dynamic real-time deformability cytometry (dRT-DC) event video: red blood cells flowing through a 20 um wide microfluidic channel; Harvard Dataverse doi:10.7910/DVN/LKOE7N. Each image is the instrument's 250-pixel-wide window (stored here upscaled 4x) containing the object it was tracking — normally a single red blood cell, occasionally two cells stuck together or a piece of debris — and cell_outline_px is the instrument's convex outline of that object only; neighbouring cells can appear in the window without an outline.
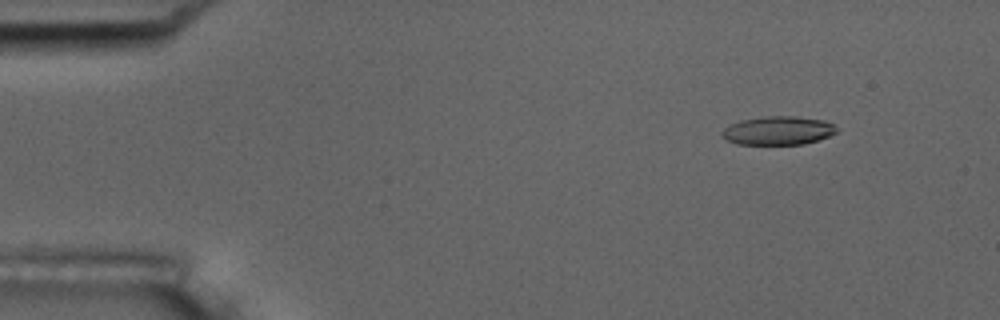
{"species": "common noctule bat (a hibernating species)", "species_latin": "Nyctalus noctula", "temperature_condition": "room temperature", "stored_images_in_passage": 8, "camera_frame_rate_fps": 3000, "um_per_image_px": 0.085, "animal": {"sex": "male", "body_mass_g": 17.5, "forearm_length_mm": 52.3}, "frame": {"image": 1, "passage_image": 2, "time_ms": 1.0, "image_size_px": [1000, 320], "cell_outline_px": [[836, 132], [828, 136], [804, 144], [736, 144], [728, 140], [720, 132], [724, 128], [740, 120], [768, 116], [796, 116], [824, 120], [836, 124]], "centroid_in_image_um": [66.16, 11.09], "position_along_channel_um": 18.8, "area_um2": 18.96}}
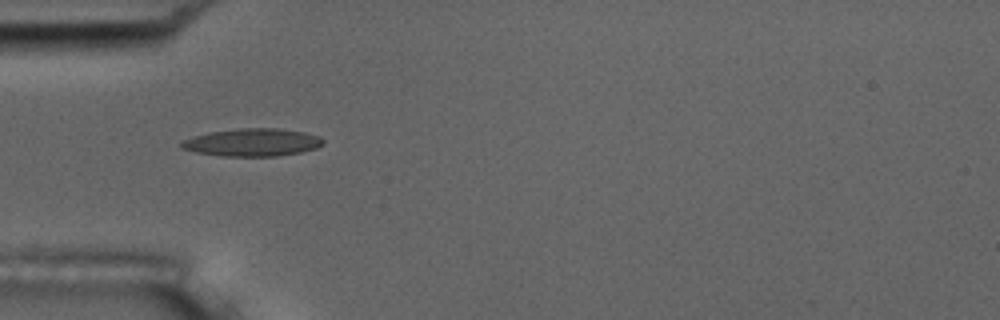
{"frame": {"image": 2, "passage_image": 5, "time_ms": 4.667, "image_size_px": [1000, 320], "cell_outline_px": [[324, 144], [316, 148], [300, 152], [276, 156], [220, 156], [196, 152], [180, 148], [180, 140], [192, 136], [208, 132], [240, 128], [276, 128], [304, 132], [320, 136], [324, 140]], "centroid_in_image_um": [21.42, 12.1], "position_along_channel_um": 63.6, "area_um2": 23.06}}
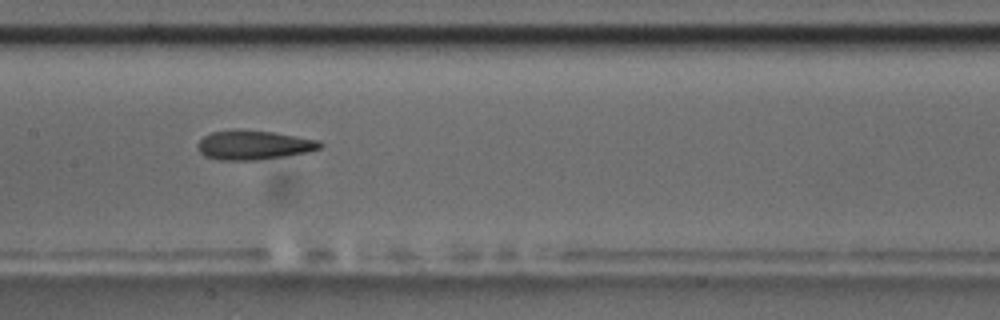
{"frame": {"image": 3, "passage_image": 8, "time_ms": 8.0, "image_size_px": [1000, 320], "cell_outline_px": [[324, 144], [320, 148], [308, 152], [284, 156], [256, 160], [220, 160], [204, 156], [196, 148], [196, 144], [204, 136], [212, 132], [240, 128], [272, 132], [320, 140]], "centroid_in_image_um": [21.54, 12.32], "position_along_channel_um": 185.9, "area_um2": 21.1}}